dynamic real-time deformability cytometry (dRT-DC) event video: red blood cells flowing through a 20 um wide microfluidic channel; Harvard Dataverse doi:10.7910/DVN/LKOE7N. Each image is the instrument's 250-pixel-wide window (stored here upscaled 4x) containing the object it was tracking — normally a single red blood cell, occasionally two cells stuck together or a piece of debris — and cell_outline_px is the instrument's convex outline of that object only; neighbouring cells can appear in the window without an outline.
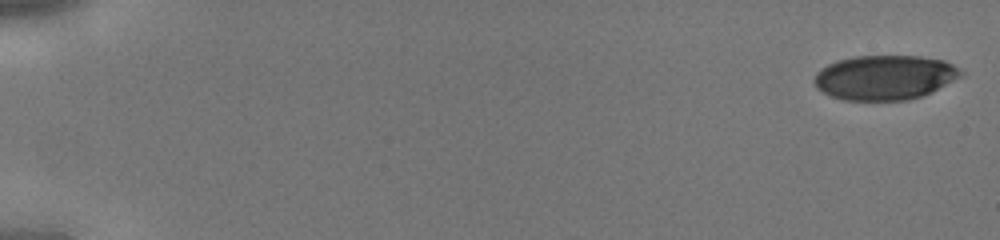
{"species": "human", "species_latin": "Homo sapiens", "temperature_condition": "cold", "stored_images_in_passage": 44, "camera_frame_rate_fps": 3000, "um_per_image_px": 0.085, "donor": {"sex": "male"}, "frame": {"image": 1, "passage_image": 1, "time_ms": 0.0, "image_size_px": [1000, 240], "cell_outline_px": [[964, 72], [960, 76], [932, 92], [924, 96], [908, 100], [844, 100], [832, 96], [816, 88], [816, 72], [828, 64], [836, 60], [856, 56], [920, 56], [944, 60], [952, 64]], "centroid_in_image_um": [75.22, 6.58], "position_along_channel_um": 9.8, "area_um2": 37.97}}
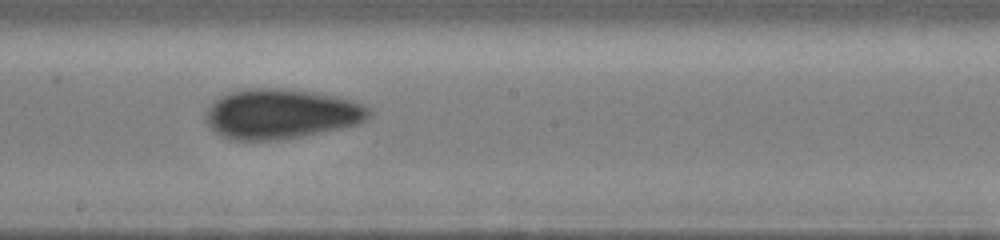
{"frame": {"image": 2, "passage_image": 26, "time_ms": 8.333, "image_size_px": [1000, 240], "cell_outline_px": [[372, 112], [368, 120], [360, 124], [344, 128], [304, 136], [276, 140], [232, 140], [216, 132], [208, 124], [204, 116], [204, 112], [216, 100], [228, 92], [248, 88], [280, 88], [312, 92], [336, 96], [352, 100], [364, 104]], "centroid_in_image_um": [23.93, 9.69], "position_along_channel_um": 224.3, "area_um2": 47.74}}
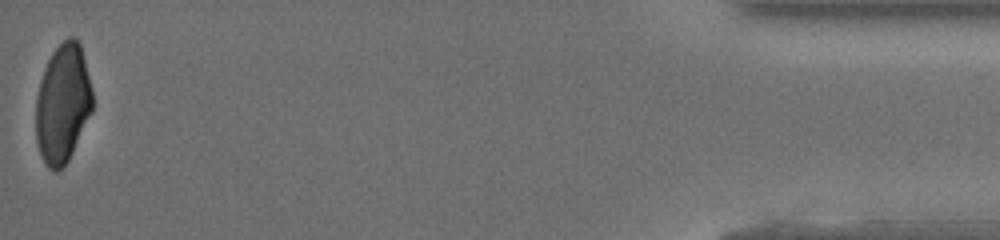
{"frame": {"image": 3, "passage_image": 44, "time_ms": 14.333, "image_size_px": [1000, 240], "cell_outline_px": [[92, 112], [68, 160], [56, 172], [48, 168], [40, 152], [36, 140], [36, 96], [40, 80], [44, 68], [52, 52], [68, 36], [76, 36], [80, 44], [92, 88]], "centroid_in_image_um": [5.33, 8.77], "position_along_channel_um": 429.9, "area_um2": 39.07}}